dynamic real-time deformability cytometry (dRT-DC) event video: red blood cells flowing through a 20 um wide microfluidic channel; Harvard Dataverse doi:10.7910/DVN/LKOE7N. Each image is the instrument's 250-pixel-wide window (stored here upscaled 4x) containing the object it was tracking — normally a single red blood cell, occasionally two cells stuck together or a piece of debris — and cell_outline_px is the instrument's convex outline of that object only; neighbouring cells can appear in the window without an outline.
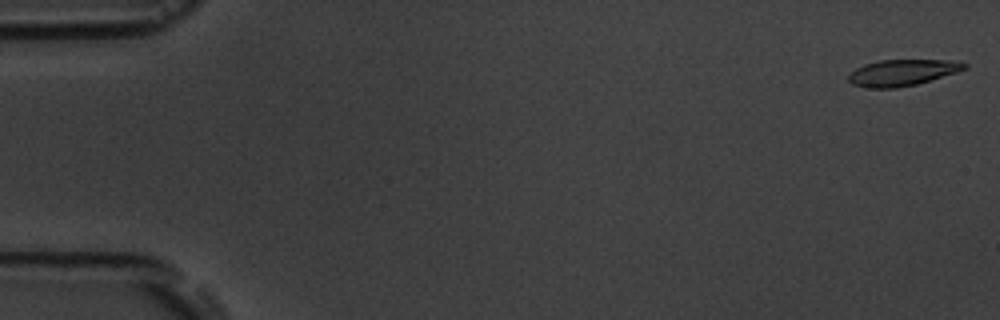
{"species": "common noctule bat (a hibernating species)", "species_latin": "Nyctalus noctula", "temperature_condition": "room temperature", "stored_images_in_passage": 5, "camera_frame_rate_fps": 3000, "um_per_image_px": 0.085, "animal": {"sex": "male", "body_mass_g": 19.5, "forearm_length_mm": 54.6}, "frame": {"image": 1, "passage_image": 1, "time_ms": 0.0, "image_size_px": [1000, 320], "cell_outline_px": [[968, 68], [956, 72], [916, 84], [896, 88], [864, 88], [852, 84], [848, 80], [848, 76], [856, 68], [864, 64], [880, 60], [944, 60], [968, 64]], "centroid_in_image_um": [76.64, 6.18], "position_along_channel_um": 8.4, "area_um2": 17.57}}
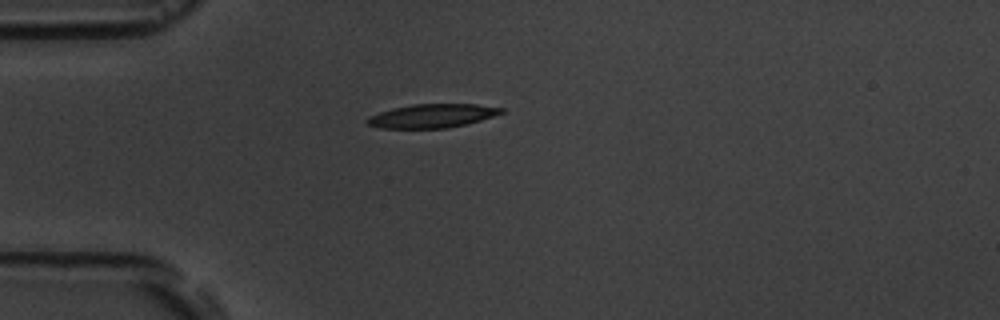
{"frame": {"image": 2, "passage_image": 5, "time_ms": 4.667, "image_size_px": [1000, 320], "cell_outline_px": [[504, 112], [480, 120], [448, 128], [380, 128], [368, 124], [364, 120], [368, 116], [392, 108], [412, 104], [476, 104], [504, 108]], "centroid_in_image_um": [36.69, 9.84], "position_along_channel_um": 48.3, "area_um2": 18.44}}